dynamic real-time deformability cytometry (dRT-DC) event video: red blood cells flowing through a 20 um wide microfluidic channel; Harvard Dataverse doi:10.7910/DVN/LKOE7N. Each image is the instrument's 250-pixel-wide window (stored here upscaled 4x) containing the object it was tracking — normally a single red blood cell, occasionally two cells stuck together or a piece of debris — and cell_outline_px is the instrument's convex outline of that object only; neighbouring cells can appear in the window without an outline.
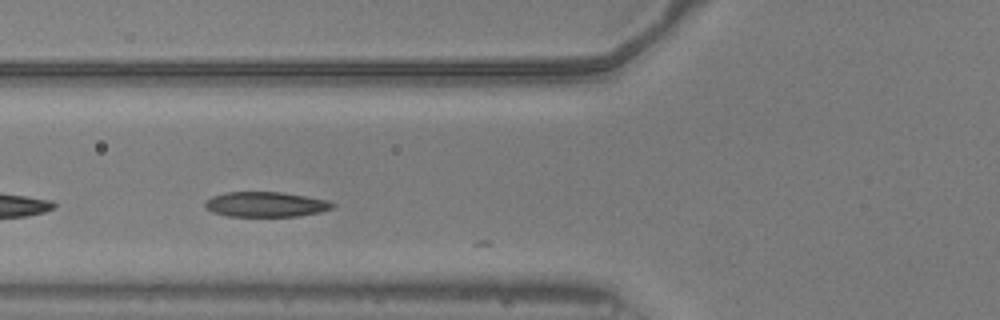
{"species": "common noctule bat (a hibernating species)", "species_latin": "Nyctalus noctula", "temperature_condition": "warm", "stored_images_in_passage": 8, "camera_frame_rate_fps": 3000, "um_per_image_px": 0.085, "animal": {"sex": "male", "body_mass_g": 20.5, "forearm_length_mm": 52.5}, "frame": {"image": 1, "passage_image": 4, "time_ms": 1.0, "image_size_px": [1000, 320], "cell_outline_px": [[336, 204], [332, 208], [320, 212], [296, 216], [228, 216], [212, 212], [204, 208], [204, 204], [212, 196], [224, 192], [280, 192], [328, 200]], "centroid_in_image_um": [22.56, 17.37], "position_along_channel_um": 103.2, "area_um2": 18.55}}
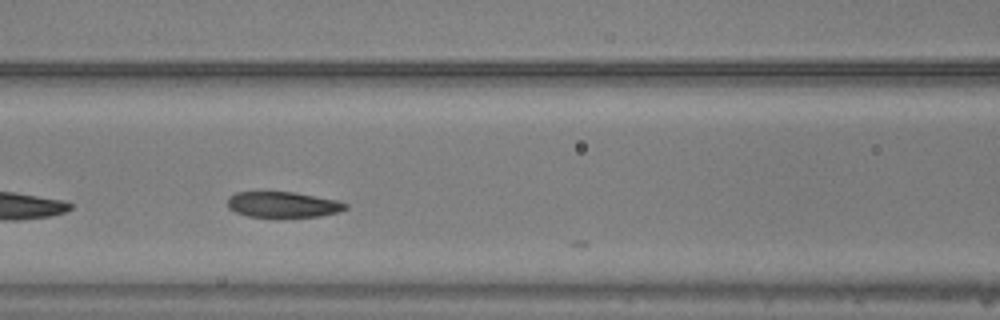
{"frame": {"image": 2, "passage_image": 7, "time_ms": 2.0, "image_size_px": [1000, 320], "cell_outline_px": [[348, 208], [336, 212], [320, 216], [248, 216], [236, 212], [228, 208], [228, 196], [236, 192], [292, 192], [336, 200], [348, 204]], "centroid_in_image_um": [24.02, 17.37], "position_along_channel_um": 142.6, "area_um2": 17.28}}